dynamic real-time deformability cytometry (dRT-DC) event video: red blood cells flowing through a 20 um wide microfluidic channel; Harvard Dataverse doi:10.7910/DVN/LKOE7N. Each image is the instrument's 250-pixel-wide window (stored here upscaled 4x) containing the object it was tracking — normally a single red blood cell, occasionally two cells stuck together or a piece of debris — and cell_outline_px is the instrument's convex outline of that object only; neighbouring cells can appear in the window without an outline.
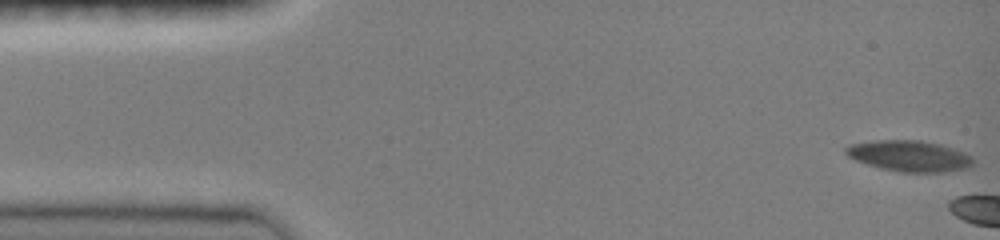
{"species": "common noctule bat (a hibernating species)", "species_latin": "Nyctalus noctula", "temperature_condition": "room temperature", "stored_images_in_passage": 5, "camera_frame_rate_fps": 3000, "um_per_image_px": 0.085, "animal": {"sex": "female", "body_mass_g": 19.0, "forearm_length_mm": 51.5}, "frame": {"image": 1, "passage_image": 1, "time_ms": 0.0, "image_size_px": [1000, 240], "cell_outline_px": [[976, 160], [972, 168], [936, 172], [904, 172], [880, 168], [856, 160], [848, 156], [844, 152], [844, 148], [848, 144], [876, 140], [920, 140], [940, 144], [964, 152], [972, 156]], "centroid_in_image_um": [77.32, 13.25], "position_along_channel_um": 7.7, "area_um2": 23.12}}